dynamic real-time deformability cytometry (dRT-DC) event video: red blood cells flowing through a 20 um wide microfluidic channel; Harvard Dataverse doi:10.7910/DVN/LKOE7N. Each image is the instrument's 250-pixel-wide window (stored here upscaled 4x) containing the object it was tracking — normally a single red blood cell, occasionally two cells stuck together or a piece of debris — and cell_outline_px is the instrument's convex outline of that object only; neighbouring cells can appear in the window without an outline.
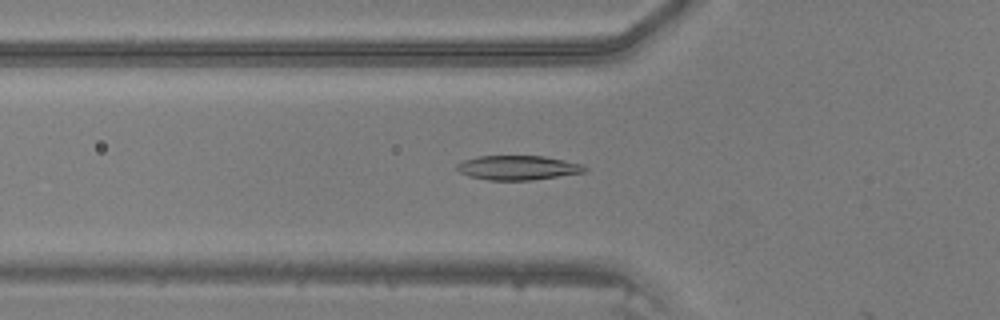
{"species": "common noctule bat (a hibernating species)", "species_latin": "Nyctalus noctula", "temperature_condition": "warm", "stored_images_in_passage": 7, "camera_frame_rate_fps": 3000, "um_per_image_px": 0.085, "animal": {"sex": "male", "body_mass_g": 20.5, "forearm_length_mm": 52.5}, "frame": {"image": 1, "passage_image": 5, "time_ms": 1.333, "image_size_px": [1000, 320], "cell_outline_px": [[588, 168], [584, 172], [532, 180], [488, 180], [468, 176], [460, 172], [456, 168], [456, 164], [464, 160], [480, 156], [544, 156], [584, 164]], "centroid_in_image_um": [44.02, 14.25], "position_along_channel_um": 81.8, "area_um2": 18.15}}